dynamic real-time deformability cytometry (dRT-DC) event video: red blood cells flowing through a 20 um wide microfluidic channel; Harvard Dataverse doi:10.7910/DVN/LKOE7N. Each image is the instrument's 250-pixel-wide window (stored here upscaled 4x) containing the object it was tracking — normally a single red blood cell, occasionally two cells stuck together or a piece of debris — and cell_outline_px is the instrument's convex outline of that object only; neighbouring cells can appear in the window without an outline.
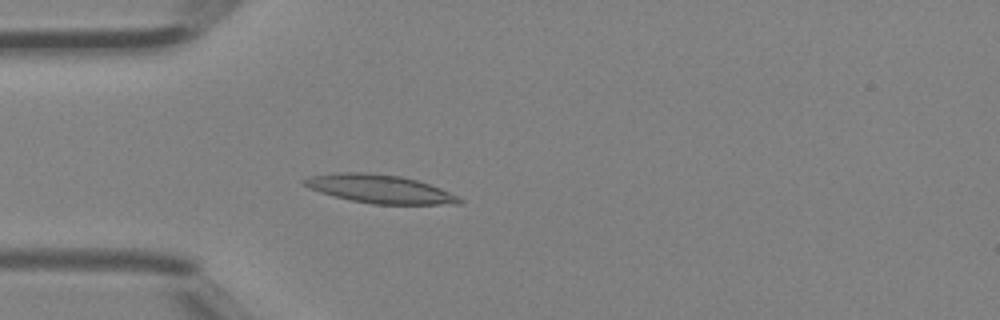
{"species": "Egyptian fruit bat (a non-hibernating species)", "species_latin": "Rousettus aegyptiacus", "temperature_condition": "room temperature", "stored_images_in_passage": 3, "camera_frame_rate_fps": 3000, "um_per_image_px": 0.085, "animal": {"sex": "female"}, "frame": {"image": 1, "passage_image": 3, "time_ms": 0.667, "image_size_px": [1000, 320], "cell_outline_px": [[464, 200], [460, 204], [372, 204], [352, 200], [320, 192], [308, 188], [300, 184], [300, 180], [312, 176], [332, 172], [364, 172], [400, 176], [416, 180], [440, 188], [460, 196]], "centroid_in_image_um": [32.26, 16.05], "position_along_channel_um": 52.7, "area_um2": 25.72}}